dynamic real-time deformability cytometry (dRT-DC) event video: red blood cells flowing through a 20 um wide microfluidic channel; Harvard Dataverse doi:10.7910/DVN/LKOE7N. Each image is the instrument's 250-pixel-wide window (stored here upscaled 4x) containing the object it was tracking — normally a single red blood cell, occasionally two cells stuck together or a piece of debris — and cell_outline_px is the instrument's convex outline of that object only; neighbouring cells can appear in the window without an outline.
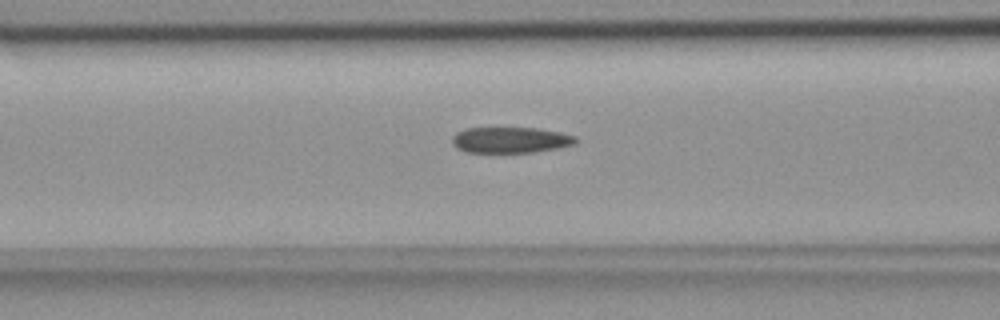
{"species": "common noctule bat (a hibernating species)", "species_latin": "Nyctalus noctula", "temperature_condition": "room temperature", "stored_images_in_passage": 34, "camera_frame_rate_fps": 3000, "um_per_image_px": 0.085, "animal": {"sex": "female", "body_mass_g": 18.4}, "frame": {"image": 1, "passage_image": 12, "time_ms": 3.667, "image_size_px": [1000, 320], "cell_outline_px": [[580, 140], [576, 144], [536, 152], [464, 152], [456, 148], [452, 144], [452, 136], [456, 132], [468, 128], [536, 128], [560, 132], [576, 136]], "centroid_in_image_um": [43.4, 11.9], "position_along_channel_um": 123.2, "area_um2": 18.79}}
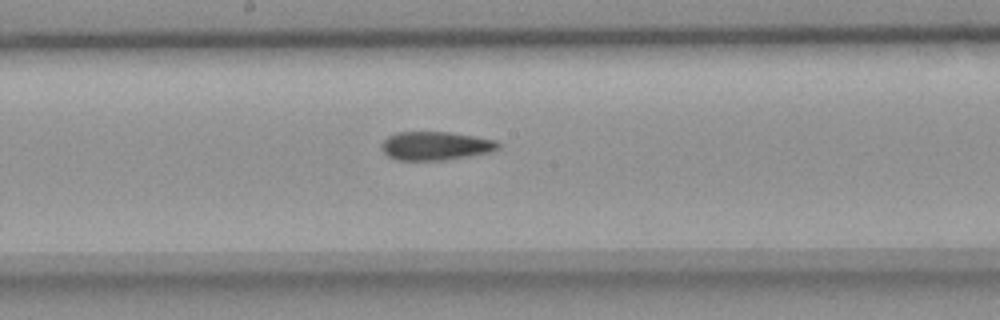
{"frame": {"image": 2, "passage_image": 19, "time_ms": 6.0, "image_size_px": [1000, 320], "cell_outline_px": [[500, 148], [492, 152], [444, 160], [400, 160], [388, 156], [384, 152], [384, 140], [388, 136], [396, 132], [448, 132], [476, 136], [496, 140], [500, 144]], "centroid_in_image_um": [37.09, 12.39], "position_along_channel_um": 211.1, "area_um2": 19.31}}
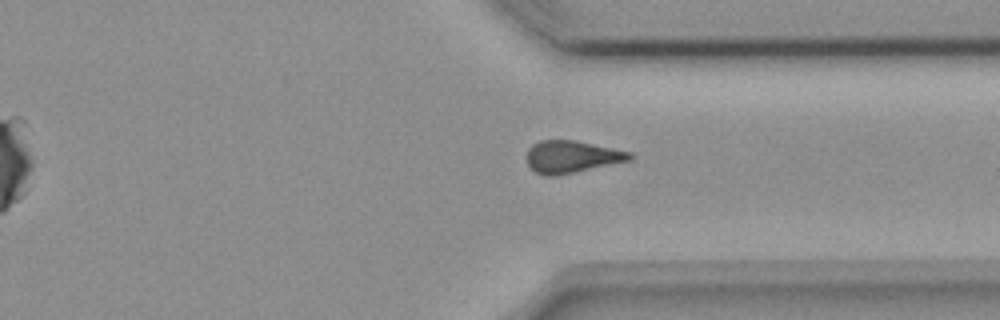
{"frame": {"image": 3, "passage_image": 31, "time_ms": 10.0, "image_size_px": [1000, 320], "cell_outline_px": [[636, 156], [632, 160], [556, 176], [544, 176], [536, 172], [528, 164], [528, 148], [532, 144], [540, 140], [576, 140], [632, 152]], "centroid_in_image_um": [48.64, 13.32], "position_along_channel_um": 362.8, "area_um2": 19.48}}